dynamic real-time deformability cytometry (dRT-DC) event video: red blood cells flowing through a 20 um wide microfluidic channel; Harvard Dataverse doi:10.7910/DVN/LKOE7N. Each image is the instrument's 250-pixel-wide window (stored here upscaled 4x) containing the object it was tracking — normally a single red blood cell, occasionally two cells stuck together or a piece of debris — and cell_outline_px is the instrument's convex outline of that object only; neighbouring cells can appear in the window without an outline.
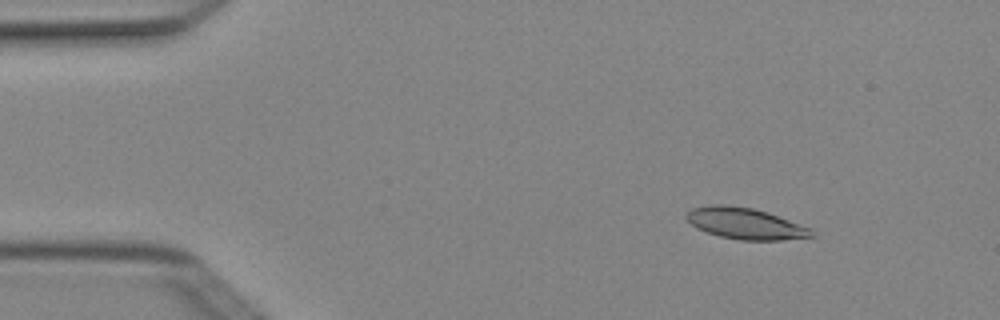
{"species": "Egyptian fruit bat (a non-hibernating species)", "species_latin": "Rousettus aegyptiacus", "temperature_condition": "cold", "stored_images_in_passage": 4, "camera_frame_rate_fps": 3000, "um_per_image_px": 0.085, "animal": {"sex": "female"}, "frame": {"image": 1, "passage_image": 2, "time_ms": 0.333, "image_size_px": [1000, 320], "cell_outline_px": [[816, 236], [780, 240], [740, 240], [720, 236], [696, 228], [684, 216], [692, 208], [712, 204], [724, 204], [752, 208], [768, 212], [812, 228]], "centroid_in_image_um": [63.38, 18.99], "position_along_channel_um": 21.6, "area_um2": 22.83}}